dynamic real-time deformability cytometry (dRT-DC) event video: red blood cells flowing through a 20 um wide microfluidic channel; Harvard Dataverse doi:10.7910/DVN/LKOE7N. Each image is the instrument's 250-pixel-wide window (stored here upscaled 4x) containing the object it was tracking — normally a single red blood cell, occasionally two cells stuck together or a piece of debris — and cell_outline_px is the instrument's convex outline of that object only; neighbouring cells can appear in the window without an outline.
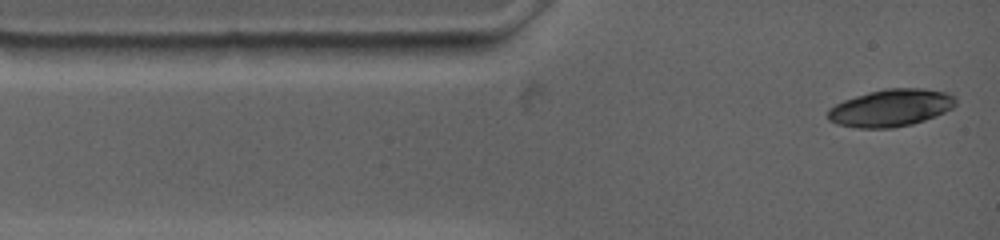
{"species": "common noctule bat (a hibernating species)", "species_latin": "Nyctalus noctula", "temperature_condition": "warm", "stored_images_in_passage": 2, "camera_frame_rate_fps": 4500, "um_per_image_px": 0.085, "animal": {"sex": "female", "body_mass_g": 19.0, "forearm_length_mm": 53.3}, "frame": {"image": 1, "passage_image": 1, "time_ms": 0.0, "image_size_px": [1000, 240], "cell_outline_px": [[956, 104], [952, 108], [936, 116], [912, 124], [892, 128], [856, 128], [836, 124], [828, 120], [828, 108], [844, 100], [868, 92], [884, 88], [924, 88], [944, 92], [956, 96]], "centroid_in_image_um": [75.72, 9.17], "position_along_channel_um": 9.3, "area_um2": 27.92}}